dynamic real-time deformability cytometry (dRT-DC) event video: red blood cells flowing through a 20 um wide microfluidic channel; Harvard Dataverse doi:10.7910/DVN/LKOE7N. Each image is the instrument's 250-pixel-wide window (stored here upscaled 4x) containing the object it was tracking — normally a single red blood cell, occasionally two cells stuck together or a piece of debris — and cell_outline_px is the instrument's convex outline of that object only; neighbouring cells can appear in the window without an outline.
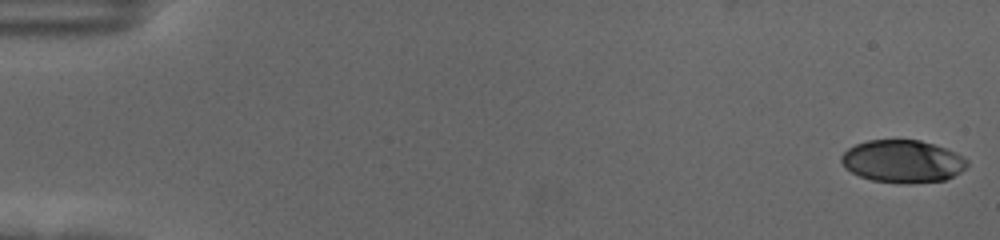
{"species": "human", "species_latin": "Homo sapiens", "temperature_condition": "cold", "stored_images_in_passage": 57, "camera_frame_rate_fps": 3000, "um_per_image_px": 0.085, "donor": {"sex": "female"}, "frame": {"image": 1, "passage_image": 1, "time_ms": 0.0, "image_size_px": [1000, 240], "cell_outline_px": [[968, 164], [960, 172], [944, 180], [908, 184], [872, 180], [860, 176], [844, 168], [840, 160], [840, 156], [848, 148], [856, 144], [868, 140], [920, 140], [956, 152], [968, 160]], "centroid_in_image_um": [76.7, 13.71], "position_along_channel_um": 8.3, "area_um2": 31.15}}
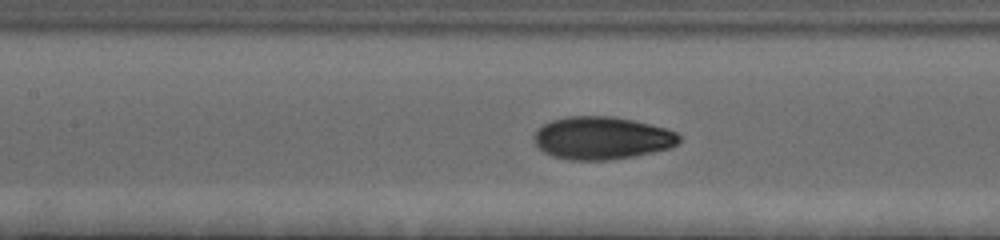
{"frame": {"image": 2, "passage_image": 27, "time_ms": 8.667, "image_size_px": [1000, 240], "cell_outline_px": [[680, 140], [672, 148], [632, 156], [608, 160], [568, 160], [552, 156], [544, 152], [536, 144], [536, 132], [544, 124], [552, 120], [568, 116], [612, 116], [632, 120], [664, 128], [676, 132], [680, 136]], "centroid_in_image_um": [51.17, 11.74], "position_along_channel_um": 156.2, "area_um2": 35.78}}
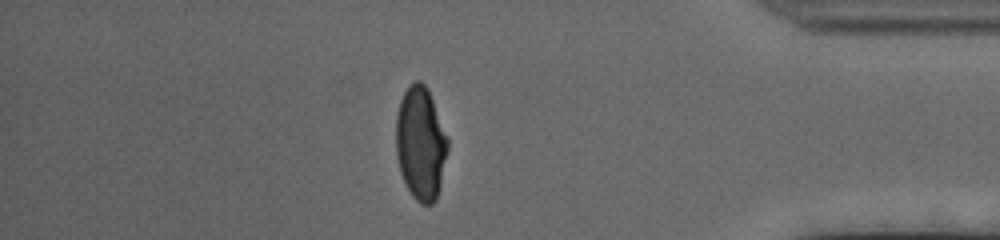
{"frame": {"image": 3, "passage_image": 50, "time_ms": 16.333, "image_size_px": [1000, 240], "cell_outline_px": [[448, 148], [440, 188], [436, 200], [432, 204], [420, 204], [412, 196], [400, 172], [396, 156], [396, 112], [400, 100], [404, 92], [416, 80], [420, 80], [428, 88], [448, 140]], "centroid_in_image_um": [35.74, 12.2], "position_along_channel_um": 399.5, "area_um2": 34.16}, "authors_computed_cell_mechanics": {"area_um2": 34.391, "velocity_mm_per_s": 3.5649, "shape_relaxation_time_tau1_ms": 3.6388, "shape_relaxation_time_tau2_ms": 1.1141, "deformation_change_tau1": 0.1717, "deformation_change_tau2": 0.0552}}